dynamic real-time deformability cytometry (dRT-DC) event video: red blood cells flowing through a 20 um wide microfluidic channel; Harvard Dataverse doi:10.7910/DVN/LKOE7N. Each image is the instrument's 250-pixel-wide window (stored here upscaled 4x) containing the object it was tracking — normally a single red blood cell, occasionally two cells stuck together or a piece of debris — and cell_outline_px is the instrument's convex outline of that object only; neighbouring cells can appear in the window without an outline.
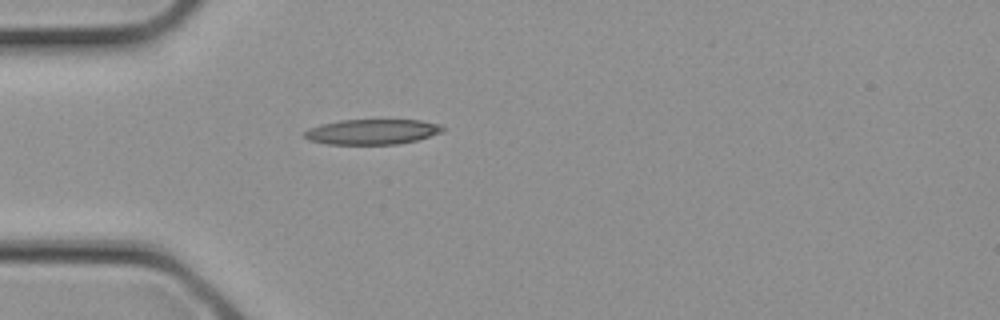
{"species": "common noctule bat (a hibernating species)", "species_latin": "Nyctalus noctula", "temperature_condition": "cold", "stored_images_in_passage": 3, "camera_frame_rate_fps": 3000, "um_per_image_px": 0.085, "animal": {"sex": "female", "body_mass_g": 21.9}, "frame": {"image": 1, "passage_image": 3, "time_ms": 0.667, "image_size_px": [1000, 320], "cell_outline_px": [[444, 132], [416, 140], [396, 144], [328, 144], [308, 140], [304, 136], [304, 132], [308, 128], [320, 124], [340, 120], [420, 120], [440, 124], [444, 128]], "centroid_in_image_um": [31.62, 11.2], "position_along_channel_um": 53.4, "area_um2": 20.35}}